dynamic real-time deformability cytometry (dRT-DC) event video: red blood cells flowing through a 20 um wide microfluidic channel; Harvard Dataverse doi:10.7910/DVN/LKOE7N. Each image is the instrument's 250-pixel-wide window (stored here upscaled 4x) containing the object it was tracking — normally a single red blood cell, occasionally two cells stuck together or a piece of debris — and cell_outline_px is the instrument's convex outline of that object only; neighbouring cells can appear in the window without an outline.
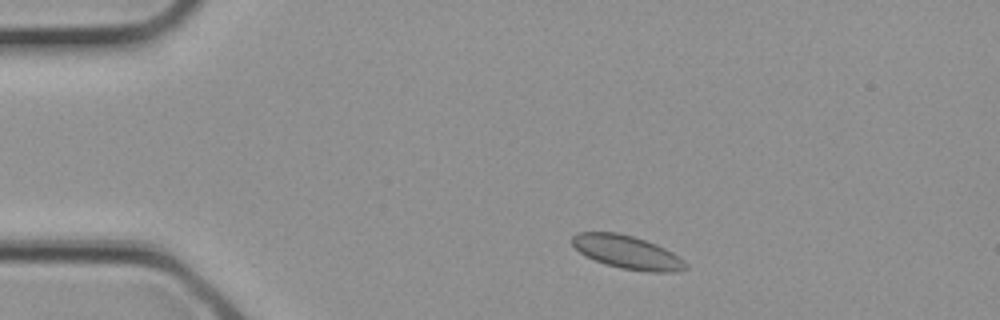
{"species": "common noctule bat (a hibernating species)", "species_latin": "Nyctalus noctula", "temperature_condition": "cold", "stored_images_in_passage": 2, "camera_frame_rate_fps": 3000, "um_per_image_px": 0.085, "animal": {"sex": "female", "body_mass_g": 21.9}, "frame": {"image": 1, "passage_image": 1, "time_ms": 0.0, "image_size_px": [1000, 320], "cell_outline_px": [[688, 268], [676, 272], [648, 272], [620, 268], [604, 264], [584, 256], [572, 244], [572, 236], [576, 232], [616, 232], [632, 236], [656, 244], [672, 252], [684, 260], [688, 264]], "centroid_in_image_um": [53.31, 21.45], "position_along_channel_um": 31.7, "area_um2": 22.14}}
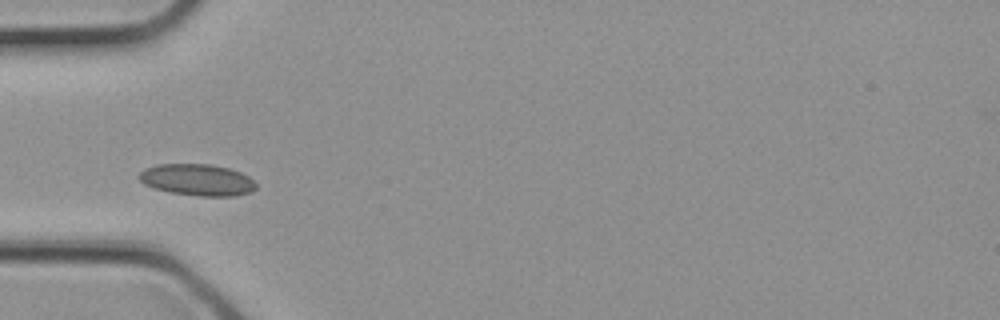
{"frame": {"image": 2, "passage_image": 2, "time_ms": 0.333, "image_size_px": [1000, 320], "cell_outline_px": [[256, 188], [252, 192], [232, 196], [200, 196], [172, 192], [152, 188], [144, 184], [136, 176], [144, 168], [156, 164], [212, 164], [228, 168], [240, 172], [248, 176], [256, 184]], "centroid_in_image_um": [16.74, 15.28], "position_along_channel_um": 68.3, "area_um2": 21.62}}